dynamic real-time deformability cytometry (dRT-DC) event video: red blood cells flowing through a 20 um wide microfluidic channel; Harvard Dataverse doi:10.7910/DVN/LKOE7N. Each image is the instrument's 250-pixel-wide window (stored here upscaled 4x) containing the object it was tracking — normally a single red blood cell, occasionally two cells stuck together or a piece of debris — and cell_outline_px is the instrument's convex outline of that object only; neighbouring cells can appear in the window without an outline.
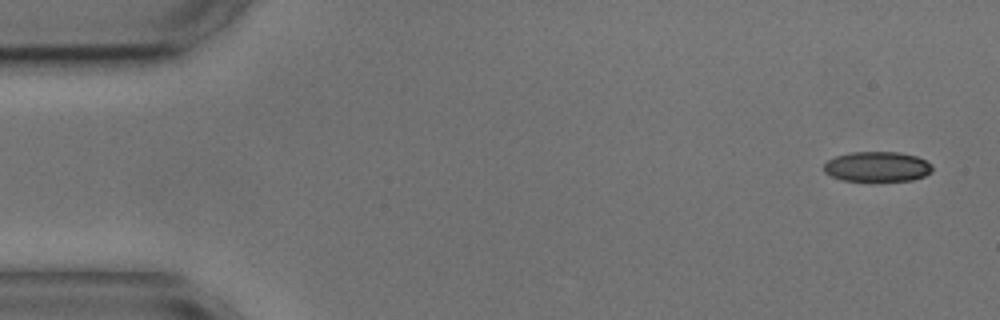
{"species": "common noctule bat (a hibernating species)", "species_latin": "Nyctalus noctula", "temperature_condition": "cold", "stored_images_in_passage": 6, "camera_frame_rate_fps": 3000, "um_per_image_px": 0.085, "animal": {"sex": "male", "body_mass_g": 17.9, "forearm_length_mm": 54.2}, "frame": {"image": 1, "passage_image": 1, "time_ms": 0.0, "image_size_px": [1000, 320], "cell_outline_px": [[932, 172], [924, 176], [912, 180], [844, 180], [832, 176], [824, 172], [824, 164], [828, 160], [836, 156], [852, 152], [896, 152], [916, 156], [932, 164]], "centroid_in_image_um": [74.57, 14.16], "position_along_channel_um": 10.4, "area_um2": 18.73}}
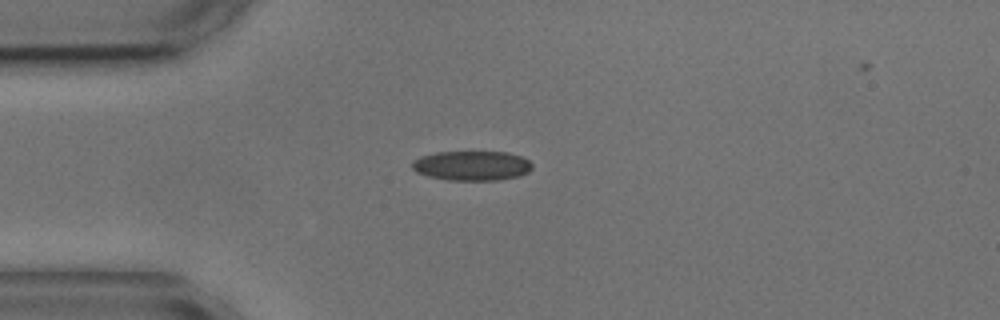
{"frame": {"image": 2, "passage_image": 4, "time_ms": 3.667, "image_size_px": [1000, 320], "cell_outline_px": [[532, 168], [528, 172], [520, 176], [496, 180], [448, 180], [428, 176], [416, 172], [412, 168], [412, 160], [420, 156], [436, 152], [508, 152], [520, 156], [528, 160], [532, 164]], "centroid_in_image_um": [40.09, 14.08], "position_along_channel_um": 44.9, "area_um2": 20.81}}
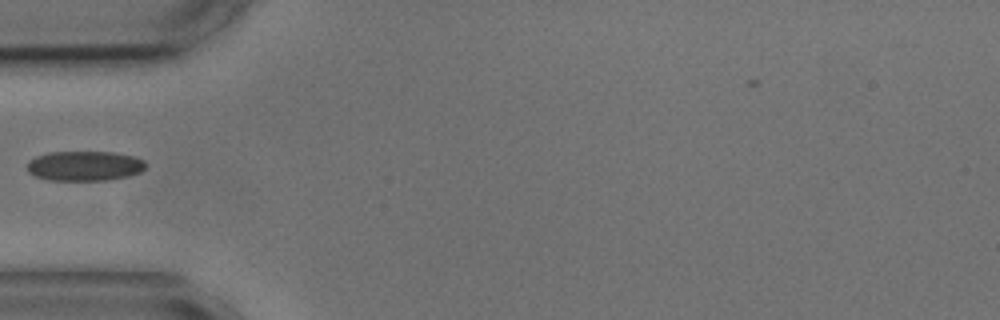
{"frame": {"image": 3, "passage_image": 5, "time_ms": 5.0, "image_size_px": [1000, 320], "cell_outline_px": [[148, 164], [140, 172], [128, 176], [108, 180], [48, 180], [36, 176], [28, 172], [28, 160], [36, 156], [48, 152], [116, 152], [132, 156], [144, 160]], "centroid_in_image_um": [7.2, 14.1], "position_along_channel_um": 77.8, "area_um2": 20.69}}